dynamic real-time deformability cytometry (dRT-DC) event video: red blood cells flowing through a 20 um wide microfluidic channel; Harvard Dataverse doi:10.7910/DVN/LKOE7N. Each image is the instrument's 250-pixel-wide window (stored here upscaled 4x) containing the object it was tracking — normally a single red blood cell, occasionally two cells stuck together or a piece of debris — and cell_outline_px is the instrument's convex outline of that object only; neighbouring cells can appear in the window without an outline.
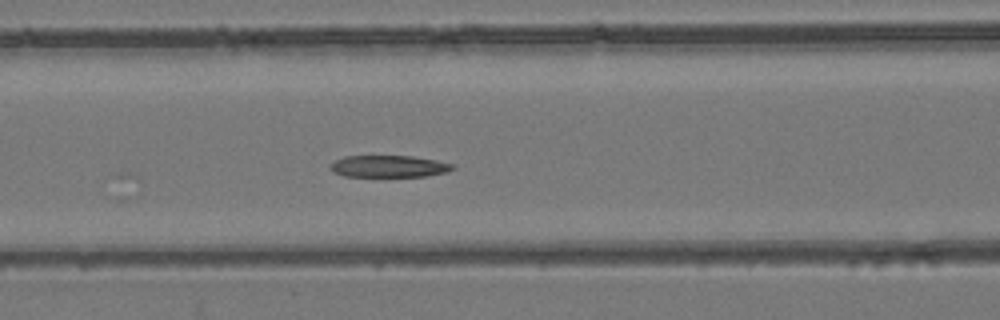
{"species": "common noctule bat (a hibernating species)", "species_latin": "Nyctalus noctula", "temperature_condition": "room temperature", "stored_images_in_passage": 42, "camera_frame_rate_fps": 3000, "um_per_image_px": 0.085, "animal": {"sex": "female", "body_mass_g": 24.6, "forearm_length_mm": 56.2}, "frame": {"image": 1, "passage_image": 11, "time_ms": 3.333, "image_size_px": [1000, 320], "cell_outline_px": [[456, 168], [448, 172], [424, 176], [344, 176], [332, 172], [328, 168], [336, 160], [344, 156], [412, 156], [436, 160], [456, 164]], "centroid_in_image_um": [33.09, 14.13], "position_along_channel_um": 133.5, "area_um2": 15.66}}
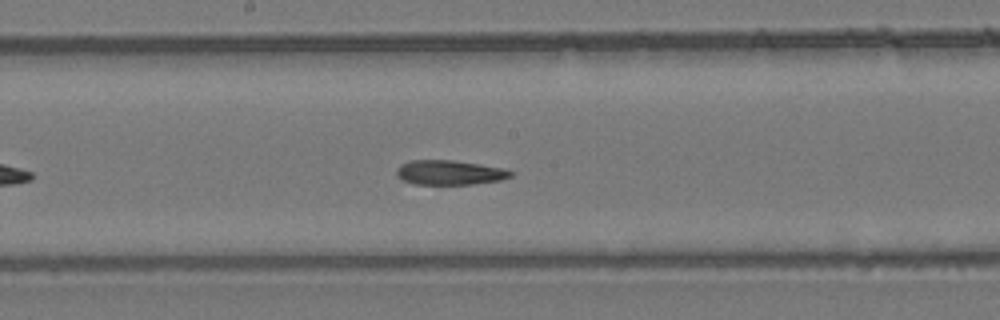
{"frame": {"image": 2, "passage_image": 17, "time_ms": 5.333, "image_size_px": [1000, 320], "cell_outline_px": [[512, 176], [500, 180], [472, 184], [412, 184], [396, 176], [396, 168], [400, 164], [408, 160], [452, 160], [480, 164], [500, 168], [512, 172]], "centroid_in_image_um": [38.14, 14.66], "position_along_channel_um": 210.1, "area_um2": 16.3}}
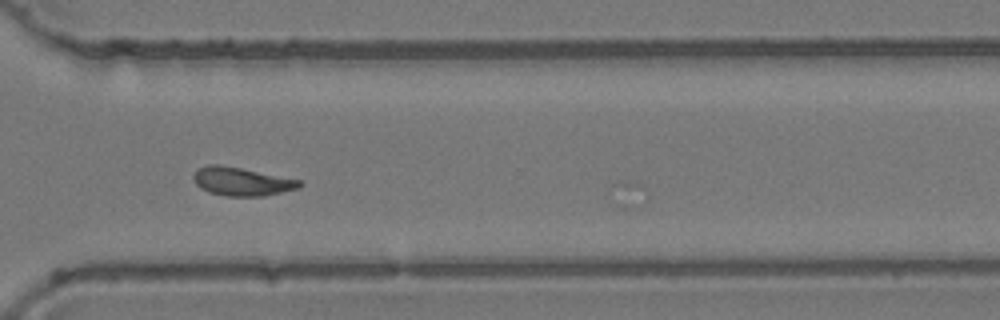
{"frame": {"image": 3, "passage_image": 28, "time_ms": 9.0, "image_size_px": [1000, 320], "cell_outline_px": [[304, 184], [296, 188], [264, 196], [228, 196], [208, 192], [200, 188], [196, 184], [192, 176], [196, 168], [208, 164], [220, 164], [300, 180]], "centroid_in_image_um": [20.47, 15.42], "position_along_channel_um": 350.1, "area_um2": 17.46}, "authors_computed_cell_mechanics": {"area_um2": 17.1088, "velocity_mm_per_s": 3.8281, "shape_relaxation_time_tau1_ms": null, "shape_relaxation_time_tau2_ms": 4.0581, "deformation_change_tau1": null, "deformation_change_tau2": 0.1267}}